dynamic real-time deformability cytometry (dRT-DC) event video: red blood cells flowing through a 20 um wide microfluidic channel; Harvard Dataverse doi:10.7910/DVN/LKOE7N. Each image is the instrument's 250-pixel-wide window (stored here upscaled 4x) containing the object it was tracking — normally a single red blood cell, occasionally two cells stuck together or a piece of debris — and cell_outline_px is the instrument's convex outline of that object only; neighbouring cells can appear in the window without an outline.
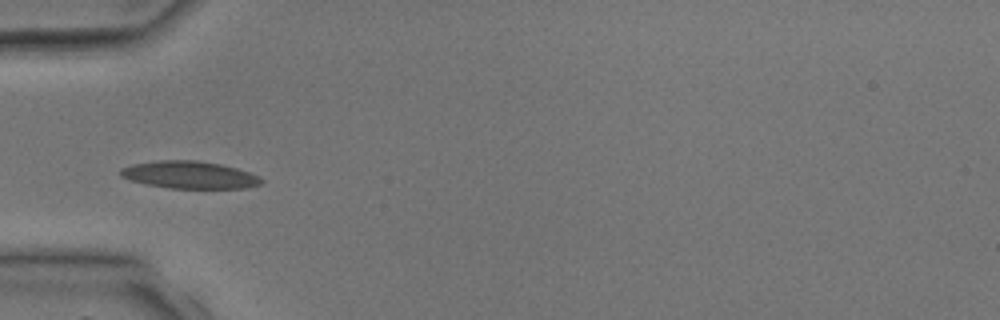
{"species": "common noctule bat (a hibernating species)", "species_latin": "Nyctalus noctula", "temperature_condition": "room temperature", "stored_images_in_passage": 5, "camera_frame_rate_fps": 3000, "um_per_image_px": 0.085, "animal": {"sex": "male", "body_mass_g": 17.9, "forearm_length_mm": 54.2}, "frame": {"image": 1, "passage_image": 4, "time_ms": 3.667, "image_size_px": [1000, 320], "cell_outline_px": [[264, 180], [260, 184], [244, 188], [168, 188], [144, 184], [120, 176], [120, 168], [132, 164], [160, 160], [196, 160], [220, 164], [236, 168], [260, 176]], "centroid_in_image_um": [16.09, 14.86], "position_along_channel_um": 68.9, "area_um2": 22.43}}